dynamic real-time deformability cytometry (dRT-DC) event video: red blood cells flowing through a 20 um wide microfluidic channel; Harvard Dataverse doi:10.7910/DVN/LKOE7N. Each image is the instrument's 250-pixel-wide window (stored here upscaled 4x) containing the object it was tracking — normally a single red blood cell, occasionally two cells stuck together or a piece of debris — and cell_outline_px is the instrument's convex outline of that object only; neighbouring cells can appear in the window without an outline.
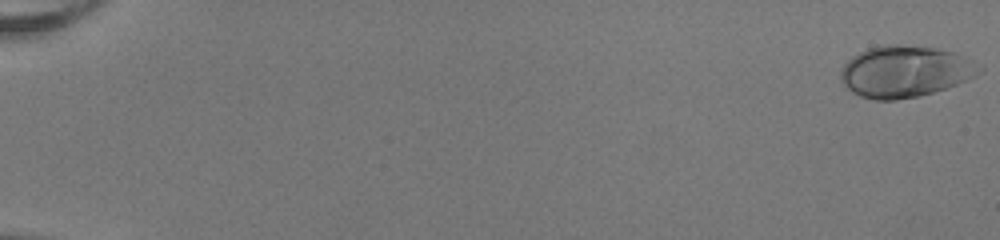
{"species": "human", "species_latin": "Homo sapiens", "temperature_condition": "room temperature", "stored_images_in_passage": 53, "camera_frame_rate_fps": 3000, "um_per_image_px": 0.085, "donor": {"sex": "female"}, "frame": {"image": 1, "passage_image": 1, "time_ms": 0.0, "image_size_px": [1000, 240], "cell_outline_px": [[976, 72], [972, 76], [956, 84], [920, 96], [896, 100], [876, 100], [860, 96], [852, 92], [840, 80], [840, 72], [844, 64], [852, 56], [868, 48], [880, 44], [900, 44], [936, 48], [956, 52], [964, 56]], "centroid_in_image_um": [76.78, 6.07], "position_along_channel_um": 8.2, "area_um2": 40.81}}
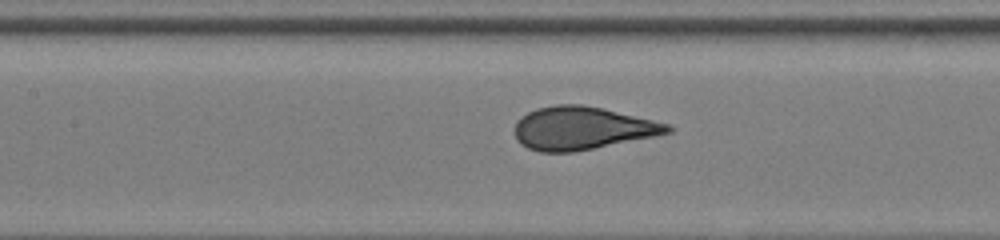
{"frame": {"image": 2, "passage_image": 27, "time_ms": 8.667, "image_size_px": [1000, 240], "cell_outline_px": [[676, 128], [672, 132], [572, 152], [540, 152], [528, 148], [520, 144], [516, 140], [516, 120], [528, 112], [536, 108], [556, 104], [580, 104], [604, 108], [668, 124]], "centroid_in_image_um": [49.45, 10.88], "position_along_channel_um": 158.0, "area_um2": 37.97}}
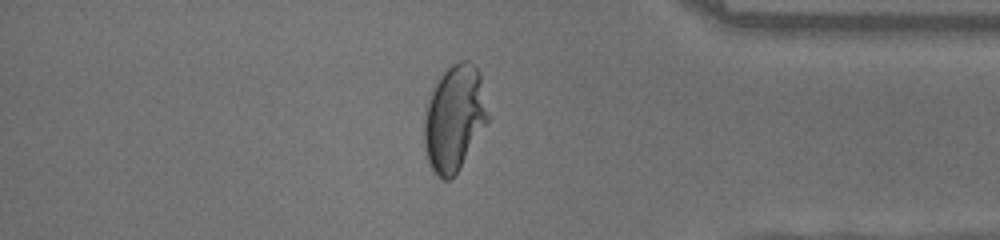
{"frame": {"image": 3, "passage_image": 46, "time_ms": 15.0, "image_size_px": [1000, 240], "cell_outline_px": [[488, 124], [456, 172], [448, 180], [444, 180], [436, 176], [432, 172], [428, 160], [424, 144], [424, 120], [428, 100], [440, 76], [452, 64], [460, 60], [468, 60], [480, 72], [488, 116]], "centroid_in_image_um": [38.62, 10.05], "position_along_channel_um": 396.6, "area_um2": 39.02}, "authors_computed_cell_mechanics": {"area_um2": 38.0902, "velocity_mm_per_s": 4.0348, "shape_relaxation_time_tau1_ms": 7.023, "shape_relaxation_time_tau2_ms": null, "deformation_change_tau1": 0.2651, "deformation_change_tau2": null}}